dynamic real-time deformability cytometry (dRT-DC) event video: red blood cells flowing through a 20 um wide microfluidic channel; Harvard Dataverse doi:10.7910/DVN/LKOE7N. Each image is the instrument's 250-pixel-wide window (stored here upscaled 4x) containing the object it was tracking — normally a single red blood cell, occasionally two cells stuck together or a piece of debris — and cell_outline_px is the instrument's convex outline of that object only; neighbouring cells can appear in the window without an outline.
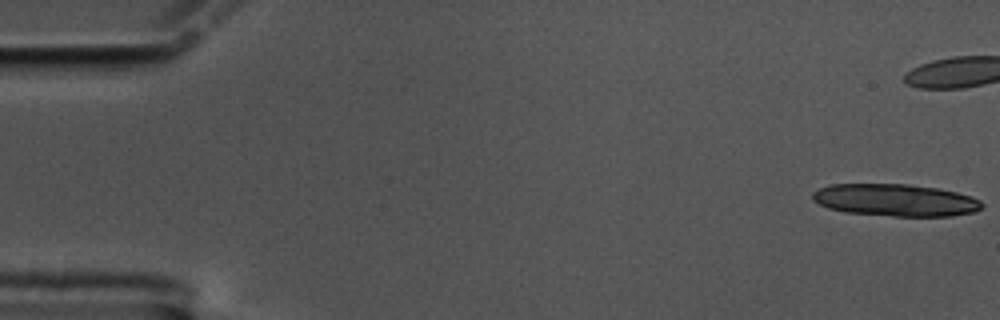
{"species": "common noctule bat (a hibernating species)", "species_latin": "Nyctalus noctula", "temperature_condition": "cold", "stored_images_in_passage": 13, "camera_frame_rate_fps": 3000, "um_per_image_px": 0.085, "animal": {"sex": "male", "body_mass_g": 17.5, "forearm_length_mm": 52.3}, "frame": {"image": 1, "passage_image": 1, "time_ms": 0.0, "image_size_px": [1000, 320], "cell_outline_px": [[984, 204], [976, 212], [952, 216], [892, 216], [844, 212], [828, 208], [812, 200], [812, 192], [820, 188], [832, 184], [908, 184], [936, 188], [956, 192], [972, 196], [980, 200]], "centroid_in_image_um": [76.12, 17.01], "position_along_channel_um": 8.9, "area_um2": 31.91}}